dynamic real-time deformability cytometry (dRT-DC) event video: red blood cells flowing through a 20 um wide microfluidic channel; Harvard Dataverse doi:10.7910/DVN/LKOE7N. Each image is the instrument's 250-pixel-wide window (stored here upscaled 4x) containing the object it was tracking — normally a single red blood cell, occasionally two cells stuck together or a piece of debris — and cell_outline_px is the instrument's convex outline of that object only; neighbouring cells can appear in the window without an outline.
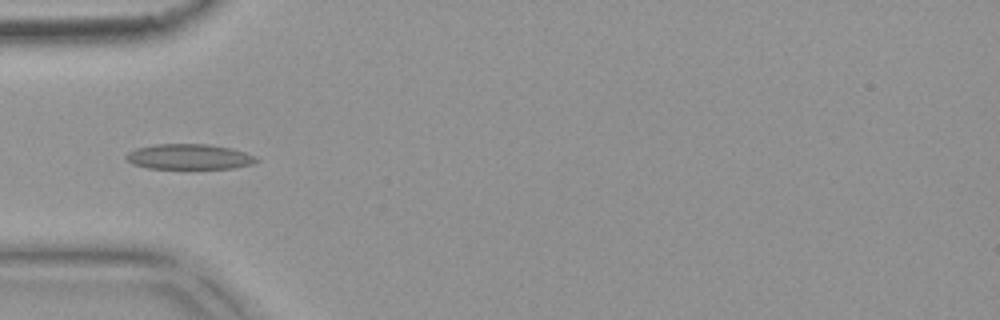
{"species": "common noctule bat (a hibernating species)", "species_latin": "Nyctalus noctula", "temperature_condition": "warm", "stored_images_in_passage": 53, "camera_frame_rate_fps": 3000, "um_per_image_px": 0.085, "animal": {"sex": "female", "body_mass_g": 18.4}, "frame": {"image": 1, "passage_image": 16, "time_ms": 5.0, "image_size_px": [1000, 320], "cell_outline_px": [[260, 160], [252, 164], [232, 168], [148, 168], [132, 164], [124, 156], [128, 152], [136, 148], [156, 144], [208, 144], [228, 148], [244, 152], [256, 156]], "centroid_in_image_um": [16.06, 13.32], "position_along_channel_um": 68.9, "area_um2": 19.07}}
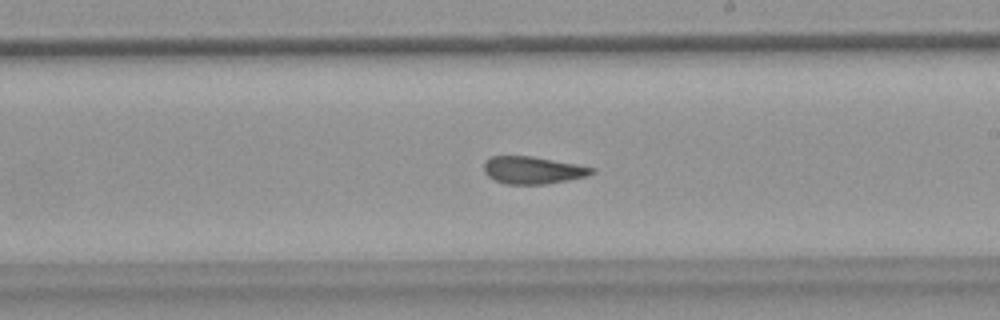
{"frame": {"image": 2, "passage_image": 30, "time_ms": 9.667, "image_size_px": [1000, 320], "cell_outline_px": [[596, 172], [588, 176], [568, 180], [544, 184], [504, 184], [488, 176], [484, 172], [484, 164], [492, 156], [532, 156], [576, 164], [596, 168]], "centroid_in_image_um": [45.33, 14.47], "position_along_channel_um": 243.7, "area_um2": 17.17}}
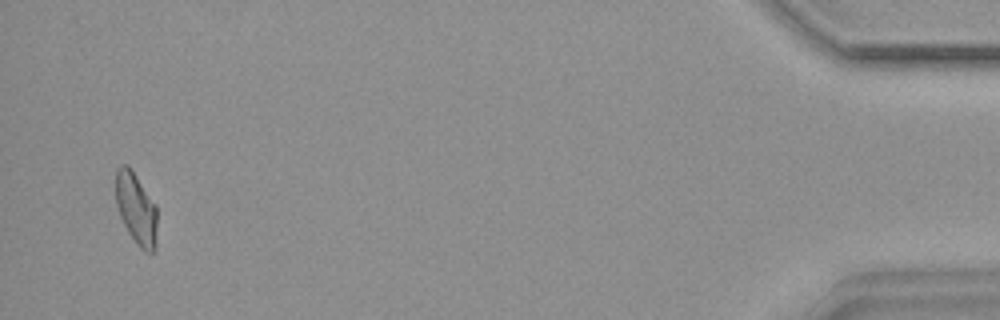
{"frame": {"image": 3, "passage_image": 51, "time_ms": 16.667, "image_size_px": [1000, 320], "cell_outline_px": [[156, 248], [152, 252], [144, 252], [136, 244], [128, 232], [120, 216], [116, 204], [116, 168], [120, 164], [128, 164], [156, 204]], "centroid_in_image_um": [11.57, 17.73], "position_along_channel_um": 423.6, "area_um2": 17.4}, "authors_computed_cell_mechanics": {"area_um2": 18.0336, "velocity_mm_per_s": 3.7631, "shape_relaxation_time_tau1_ms": null, "shape_relaxation_time_tau2_ms": 2.8852, "deformation_change_tau1": null, "deformation_change_tau2": 0.1009}}